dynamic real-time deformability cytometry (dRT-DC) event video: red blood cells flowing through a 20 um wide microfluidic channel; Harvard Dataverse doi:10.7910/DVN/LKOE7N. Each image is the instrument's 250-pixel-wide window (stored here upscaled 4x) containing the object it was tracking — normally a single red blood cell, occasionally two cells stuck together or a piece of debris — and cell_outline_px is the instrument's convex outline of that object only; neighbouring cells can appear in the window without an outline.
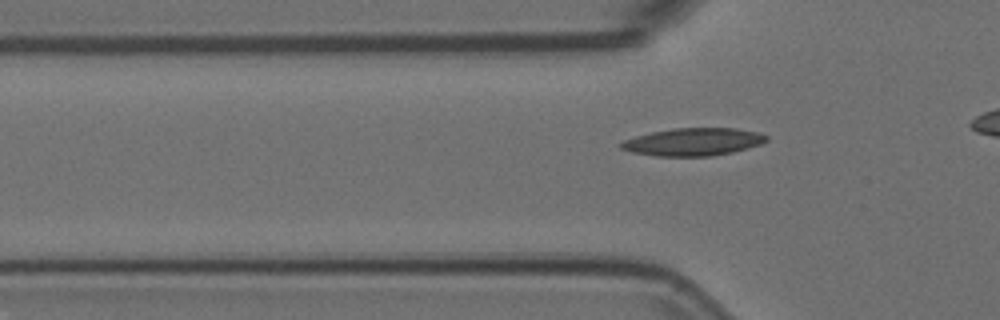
{"species": "Egyptian fruit bat (a non-hibernating species)", "species_latin": "Rousettus aegyptiacus", "temperature_condition": "room temperature", "stored_images_in_passage": 4, "segment_of_instrument_passage": [1, 2], "camera_frame_rate_fps": 3000, "um_per_image_px": 0.085, "animal": {"sex": "female"}, "frame": {"image": 1, "passage_image": 2, "time_ms": 0.333, "image_size_px": [1000, 320], "cell_outline_px": [[768, 140], [760, 144], [748, 148], [732, 152], [712, 156], [656, 156], [632, 152], [620, 148], [616, 144], [624, 140], [636, 136], [652, 132], [672, 128], [736, 128], [760, 132], [768, 136]], "centroid_in_image_um": [58.92, 12.05], "position_along_channel_um": 66.9, "area_um2": 23.58}}
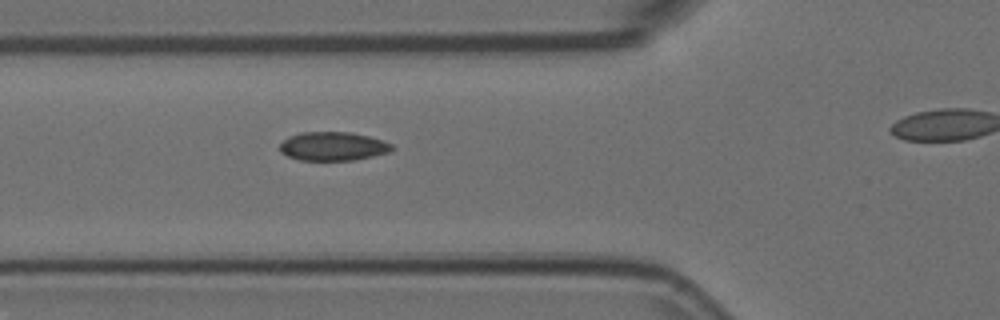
{"frame": {"image": 2, "passage_image": 3, "time_ms": 0.667, "image_size_px": [1000, 320], "cell_outline_px": [[392, 152], [352, 160], [300, 160], [288, 156], [280, 152], [280, 144], [288, 136], [300, 132], [352, 132], [368, 136], [392, 144]], "centroid_in_image_um": [28.28, 12.43], "position_along_channel_um": 97.5, "area_um2": 18.73}}